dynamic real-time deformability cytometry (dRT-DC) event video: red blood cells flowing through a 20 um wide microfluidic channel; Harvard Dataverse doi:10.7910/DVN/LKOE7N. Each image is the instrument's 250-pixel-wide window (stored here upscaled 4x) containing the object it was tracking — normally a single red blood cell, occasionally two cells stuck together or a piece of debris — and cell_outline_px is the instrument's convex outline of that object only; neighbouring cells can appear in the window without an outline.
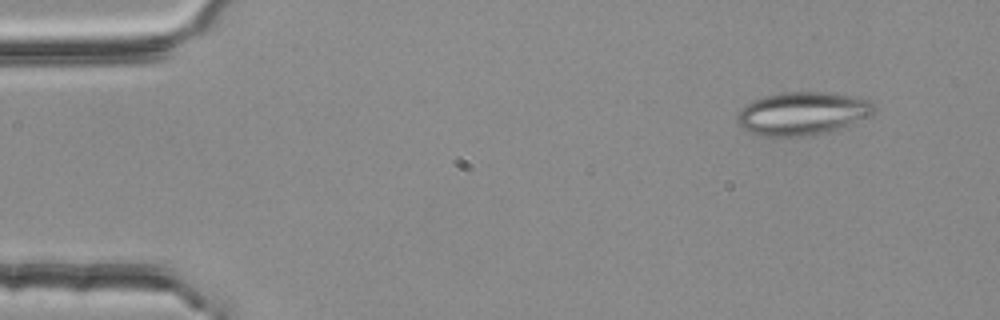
{"species": "common noctule bat (a hibernating species)", "species_latin": "Nyctalus noctula", "temperature_condition": "room temperature", "stored_images_in_passage": 50, "camera_frame_rate_fps": 3000, "um_per_image_px": 0.085, "animal": {"sex": "female", "body_mass_g": 25.1}, "frame": {"image": 1, "passage_image": 1, "time_ms": 0.0, "image_size_px": [1000, 320], "cell_outline_px": [[876, 108], [868, 116], [832, 132], [816, 136], [760, 136], [748, 132], [740, 128], [736, 120], [736, 112], [740, 108], [764, 96], [780, 92], [824, 92], [848, 96], [868, 100]], "centroid_in_image_um": [68.13, 9.67], "position_along_channel_um": 16.9, "area_um2": 34.51}}
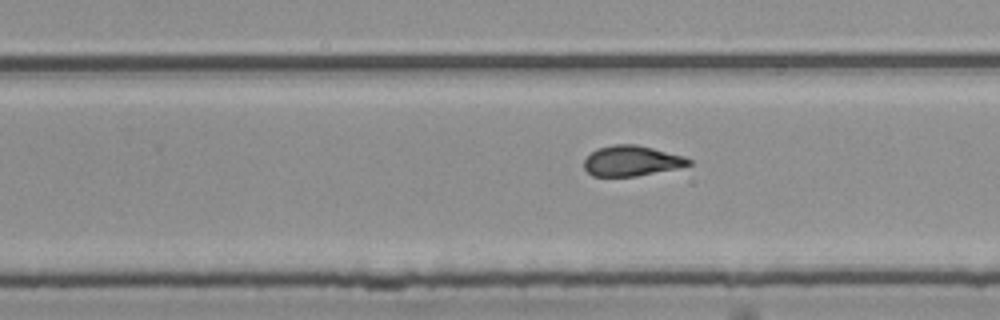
{"frame": {"image": 2, "passage_image": 30, "time_ms": 9.667, "image_size_px": [1000, 320], "cell_outline_px": [[692, 164], [676, 168], [636, 176], [592, 176], [584, 168], [584, 160], [596, 148], [612, 144], [636, 144], [684, 156], [692, 160]], "centroid_in_image_um": [53.67, 13.66], "position_along_channel_um": 276.1, "area_um2": 18.44}}
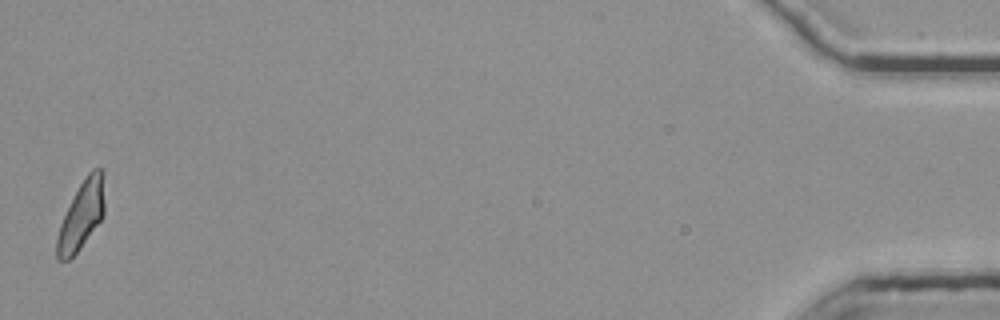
{"frame": {"image": 3, "passage_image": 50, "time_ms": 16.333, "image_size_px": [1000, 320], "cell_outline_px": [[104, 216], [80, 248], [68, 260], [56, 260], [56, 240], [60, 224], [80, 184], [88, 172], [92, 168], [104, 168]], "centroid_in_image_um": [6.95, 18.27], "position_along_channel_um": 428.3, "area_um2": 18.84}, "authors_computed_cell_mechanics": {"area_um2": 19.2185, "velocity_mm_per_s": 3.75, "shape_relaxation_time_tau1_ms": null, "shape_relaxation_time_tau2_ms": 2.1265, "deformation_change_tau1": null, "deformation_change_tau2": 0.099}}